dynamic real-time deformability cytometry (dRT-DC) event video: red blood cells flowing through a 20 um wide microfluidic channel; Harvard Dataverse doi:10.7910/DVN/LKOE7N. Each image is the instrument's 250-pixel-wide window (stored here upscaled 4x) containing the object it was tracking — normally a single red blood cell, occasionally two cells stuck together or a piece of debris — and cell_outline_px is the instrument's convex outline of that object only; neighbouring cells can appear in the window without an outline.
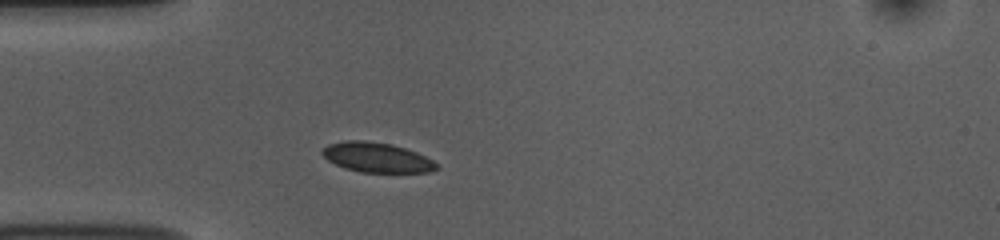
{"species": "common noctule bat (a hibernating species)", "species_latin": "Nyctalus noctula", "temperature_condition": "room temperature", "stored_images_in_passage": 40, "camera_frame_rate_fps": 3000, "um_per_image_px": 0.085, "animal": {"sex": "female", "body_mass_g": 10.0, "forearm_length_mm": 53.1}, "frame": {"image": 1, "passage_image": 1, "time_ms": 0.0, "image_size_px": [1000, 240], "cell_outline_px": [[440, 168], [432, 172], [360, 172], [344, 168], [328, 160], [320, 152], [328, 144], [344, 140], [368, 140], [392, 144], [416, 152], [432, 160]], "centroid_in_image_um": [32.02, 13.37], "position_along_channel_um": 53.0, "area_um2": 19.88}}
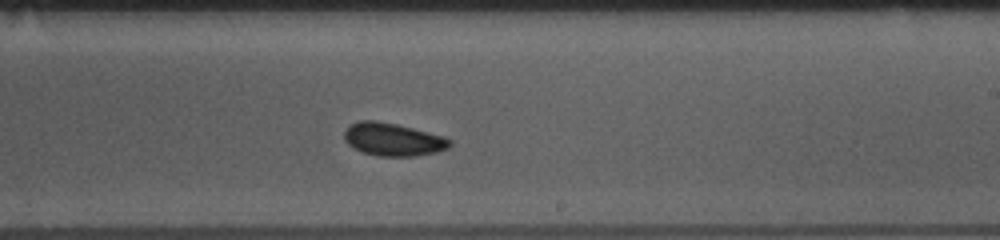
{"frame": {"image": 2, "passage_image": 18, "time_ms": 5.667, "image_size_px": [1000, 240], "cell_outline_px": [[452, 144], [448, 148], [436, 152], [412, 156], [376, 156], [352, 148], [344, 140], [344, 132], [348, 124], [360, 120], [376, 120], [396, 124], [444, 136], [452, 140]], "centroid_in_image_um": [33.37, 11.84], "position_along_channel_um": 255.6, "area_um2": 20.35}}
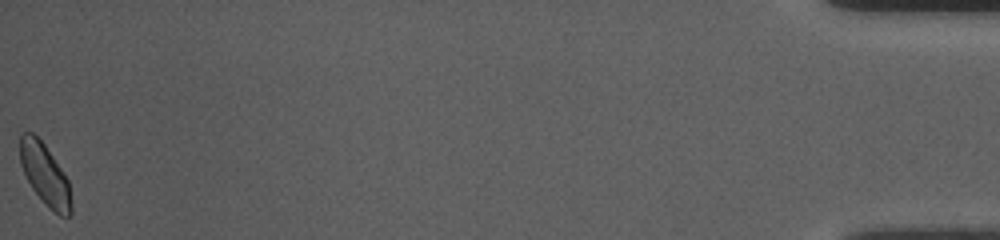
{"frame": {"image": 3, "passage_image": 40, "time_ms": 13.0, "image_size_px": [1000, 240], "cell_outline_px": [[72, 216], [60, 216], [48, 208], [32, 188], [20, 164], [20, 136], [24, 132], [32, 132], [44, 144], [68, 180], [72, 200]], "centroid_in_image_um": [3.84, 14.88], "position_along_channel_um": 431.4, "area_um2": 18.21}, "authors_computed_cell_mechanics": {"area_um2": 19.363, "velocity_mm_per_s": 3.7176, "shape_relaxation_time_tau1_ms": 6.0109, "shape_relaxation_time_tau2_ms": null, "deformation_change_tau1": 0.1425, "deformation_change_tau2": null}}